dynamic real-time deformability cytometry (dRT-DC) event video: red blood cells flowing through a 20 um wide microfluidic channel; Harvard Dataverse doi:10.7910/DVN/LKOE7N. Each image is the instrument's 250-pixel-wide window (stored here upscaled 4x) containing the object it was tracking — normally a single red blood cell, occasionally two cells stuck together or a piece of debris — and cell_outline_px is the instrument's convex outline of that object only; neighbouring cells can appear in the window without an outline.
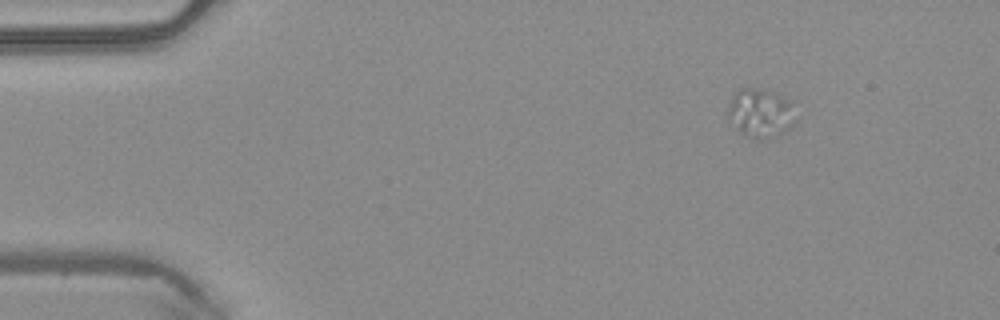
{"species": "common noctule bat (a hibernating species)", "species_latin": "Nyctalus noctula", "temperature_condition": "warm", "stored_images_in_passage": 3, "camera_frame_rate_fps": 3000, "um_per_image_px": 0.085, "animal": {"sex": "male", "body_mass_g": 20.4}, "frame": {"image": 1, "passage_image": 1, "time_ms": 0.0, "image_size_px": [1000, 320], "cell_outline_px": [[796, 120], [784, 132], [764, 140], [752, 140], [740, 132], [728, 116], [728, 104], [732, 96], [740, 88], [752, 88], [772, 92], [792, 100]], "centroid_in_image_um": [64.65, 9.63], "position_along_channel_um": 20.3, "area_um2": 19.36}}
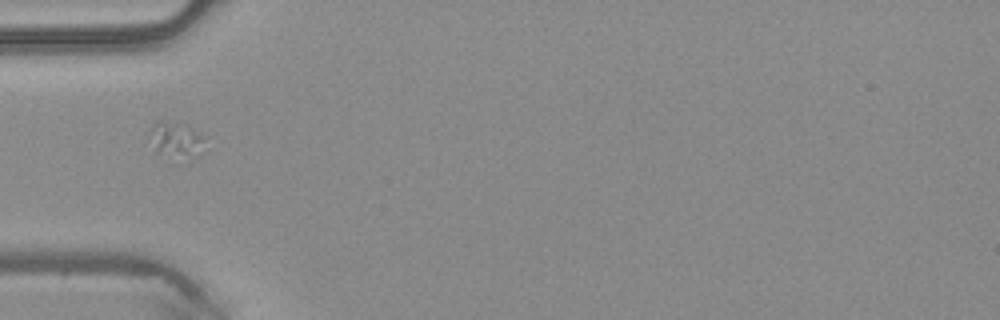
{"frame": {"image": 2, "passage_image": 3, "time_ms": 0.667, "image_size_px": [1000, 320], "cell_outline_px": [[212, 148], [184, 164], [156, 152], [152, 132], [152, 124], [156, 120], [164, 120], [180, 124], [200, 132], [208, 136]], "centroid_in_image_um": [15.21, 12.0], "position_along_channel_um": 69.8, "area_um2": 12.72}}